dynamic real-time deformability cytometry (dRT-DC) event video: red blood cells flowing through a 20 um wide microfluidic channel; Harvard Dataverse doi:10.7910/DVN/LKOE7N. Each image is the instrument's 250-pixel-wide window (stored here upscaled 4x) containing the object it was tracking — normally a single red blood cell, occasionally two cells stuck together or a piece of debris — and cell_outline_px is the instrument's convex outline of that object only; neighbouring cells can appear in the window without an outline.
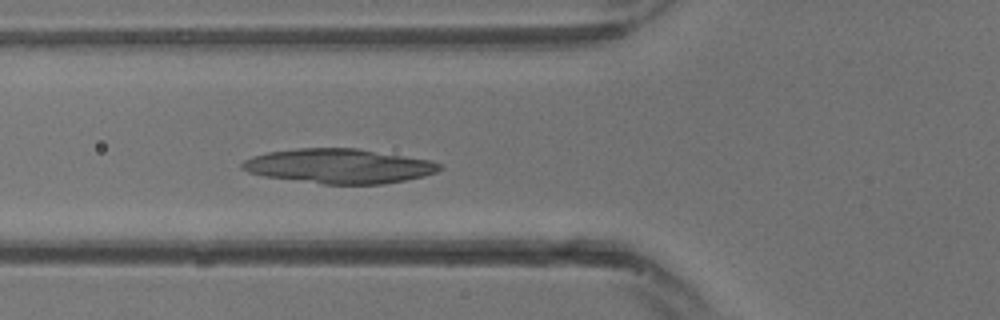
{"species": "common noctule bat (a hibernating species)", "species_latin": "Nyctalus noctula", "temperature_condition": "warm", "stored_images_in_passage": 12, "camera_frame_rate_fps": 3000, "um_per_image_px": 0.085, "animal": {"sex": "male", "body_mass_g": 13.3}, "frame": {"image": 1, "passage_image": 12, "time_ms": 3.667, "image_size_px": [1000, 320], "cell_outline_px": [[444, 168], [436, 172], [424, 176], [384, 184], [324, 184], [264, 176], [248, 172], [240, 168], [240, 164], [244, 160], [252, 156], [268, 152], [296, 148], [356, 148], [432, 160], [440, 164]], "centroid_in_image_um": [28.82, 14.11], "position_along_channel_um": 97.0, "area_um2": 39.82}}